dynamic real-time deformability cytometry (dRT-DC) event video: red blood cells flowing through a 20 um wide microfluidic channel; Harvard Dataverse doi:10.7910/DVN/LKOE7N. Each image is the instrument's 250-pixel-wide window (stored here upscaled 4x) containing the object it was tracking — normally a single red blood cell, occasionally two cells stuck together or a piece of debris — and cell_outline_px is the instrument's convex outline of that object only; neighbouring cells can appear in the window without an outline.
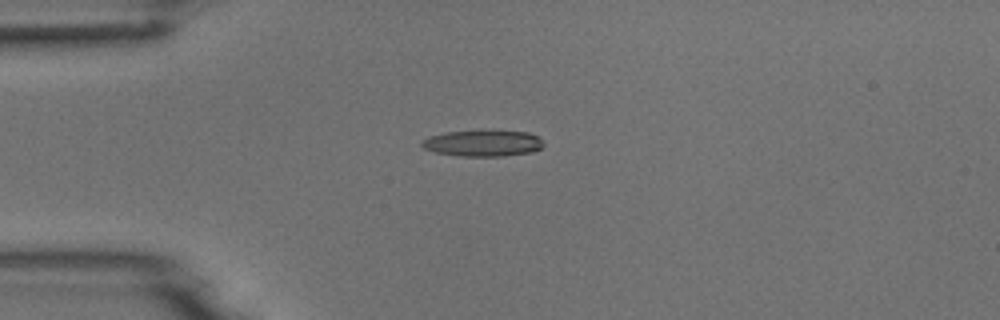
{"species": "common noctule bat (a hibernating species)", "species_latin": "Nyctalus noctula", "temperature_condition": "room temperature", "stored_images_in_passage": 6, "camera_frame_rate_fps": 3000, "um_per_image_px": 0.085, "animal": {"sex": "male", "body_mass_g": 18.8}, "frame": {"image": 1, "passage_image": 4, "time_ms": 1.0, "image_size_px": [1000, 320], "cell_outline_px": [[544, 148], [532, 152], [504, 156], [460, 156], [436, 152], [424, 148], [420, 144], [420, 140], [428, 136], [444, 132], [528, 132], [544, 140]], "centroid_in_image_um": [41.05, 12.2], "position_along_channel_um": 43.9, "area_um2": 18.38}}